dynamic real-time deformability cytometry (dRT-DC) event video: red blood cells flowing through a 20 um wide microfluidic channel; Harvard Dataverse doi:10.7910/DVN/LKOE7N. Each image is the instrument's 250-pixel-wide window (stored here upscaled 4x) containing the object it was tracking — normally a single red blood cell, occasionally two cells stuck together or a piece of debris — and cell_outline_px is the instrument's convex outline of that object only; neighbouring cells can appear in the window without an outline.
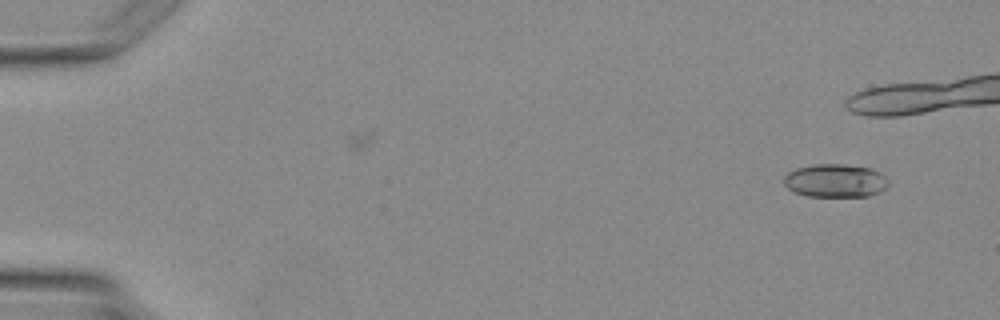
{"species": "Egyptian fruit bat (a non-hibernating species)", "species_latin": "Rousettus aegyptiacus", "temperature_condition": "warm", "stored_images_in_passage": 2, "camera_frame_rate_fps": 3000, "um_per_image_px": 0.085, "animal": {"sex": "female"}, "frame": {"image": 1, "passage_image": 2, "time_ms": 1.333, "image_size_px": [1000, 320], "cell_outline_px": [[888, 188], [880, 192], [868, 196], [808, 196], [796, 192], [788, 188], [784, 184], [784, 176], [788, 172], [796, 168], [816, 164], [840, 164], [868, 168], [880, 172], [888, 180]], "centroid_in_image_um": [71.01, 15.36], "position_along_channel_um": 14.0, "area_um2": 20.17}}